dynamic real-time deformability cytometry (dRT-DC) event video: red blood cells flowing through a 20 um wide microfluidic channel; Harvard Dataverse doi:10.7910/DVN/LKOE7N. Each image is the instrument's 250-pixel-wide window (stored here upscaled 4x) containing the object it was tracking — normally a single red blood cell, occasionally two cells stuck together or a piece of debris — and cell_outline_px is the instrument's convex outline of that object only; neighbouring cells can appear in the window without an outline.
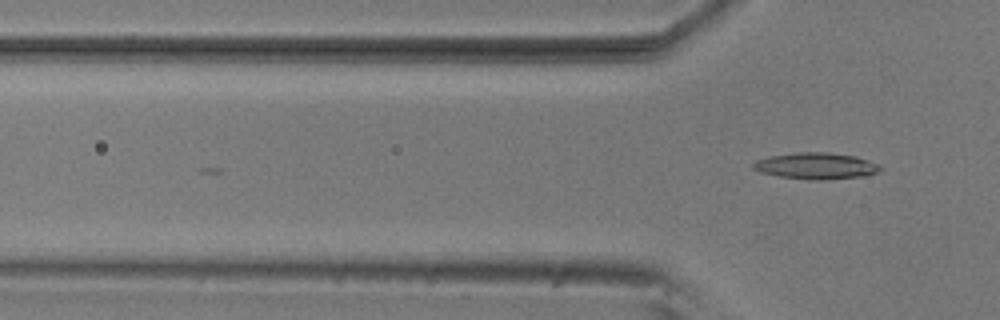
{"species": "common noctule bat (a hibernating species)", "species_latin": "Nyctalus noctula", "temperature_condition": "room temperature", "stored_images_in_passage": 3, "camera_frame_rate_fps": 3000, "um_per_image_px": 0.085, "animal": {"sex": "male", "body_mass_g": 20.5, "forearm_length_mm": 52.5}, "frame": {"image": 1, "passage_image": 3, "time_ms": 0.667, "image_size_px": [1000, 320], "cell_outline_px": [[884, 168], [876, 172], [860, 176], [820, 180], [816, 180], [780, 176], [760, 172], [752, 168], [752, 164], [756, 160], [768, 156], [796, 152], [828, 152], [856, 156], [880, 164]], "centroid_in_image_um": [69.35, 14.08], "position_along_channel_um": 56.4, "area_um2": 19.48}}